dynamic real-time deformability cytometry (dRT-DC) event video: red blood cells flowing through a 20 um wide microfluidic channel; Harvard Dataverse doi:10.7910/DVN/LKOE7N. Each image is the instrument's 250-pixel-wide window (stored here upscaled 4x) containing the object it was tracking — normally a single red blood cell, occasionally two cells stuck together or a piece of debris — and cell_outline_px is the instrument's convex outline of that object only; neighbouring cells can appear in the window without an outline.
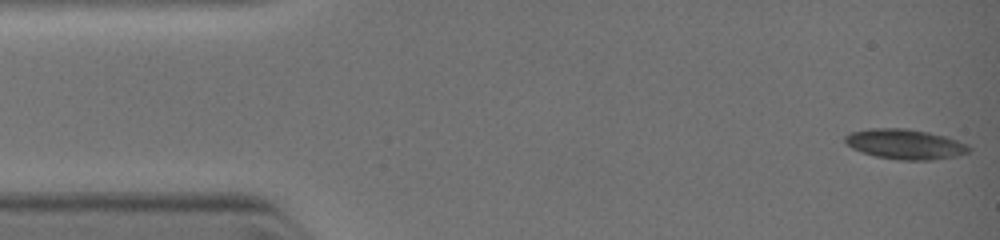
{"species": "common noctule bat (a hibernating species)", "species_latin": "Nyctalus noctula", "temperature_condition": "warm", "stored_images_in_passage": 58, "camera_frame_rate_fps": 3000, "um_per_image_px": 0.085, "animal": {"sex": "female", "body_mass_g": 19.0, "forearm_length_mm": 51.5}, "frame": {"image": 1, "passage_image": 1, "time_ms": 0.0, "image_size_px": [1000, 240], "cell_outline_px": [[972, 148], [968, 152], [956, 156], [932, 160], [900, 160], [876, 156], [860, 152], [852, 148], [844, 140], [844, 136], [852, 132], [876, 128], [900, 128], [924, 132], [940, 136], [964, 144]], "centroid_in_image_um": [76.87, 12.27], "position_along_channel_um": 8.1, "area_um2": 21.04}}
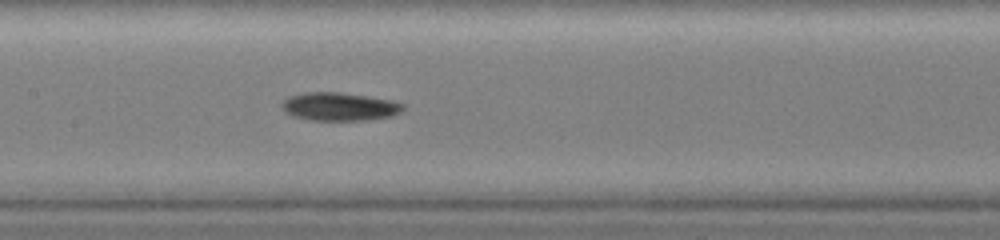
{"frame": {"image": 2, "passage_image": 30, "time_ms": 5.333, "image_size_px": [1000, 240], "cell_outline_px": [[404, 108], [400, 112], [392, 116], [368, 120], [312, 120], [292, 116], [280, 104], [288, 96], [304, 92], [340, 92], [368, 96], [392, 100], [404, 104]], "centroid_in_image_um": [28.87, 9.05], "position_along_channel_um": 178.5, "area_um2": 19.94}}
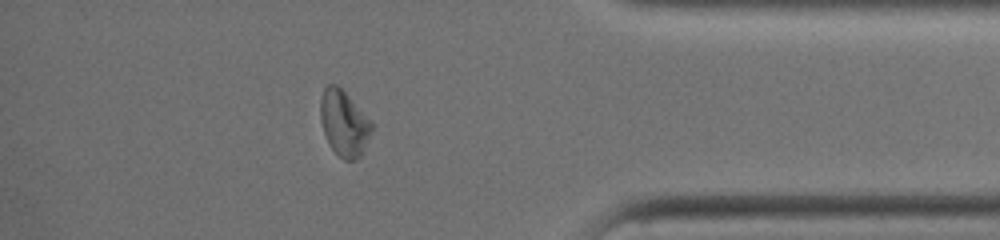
{"frame": {"image": 3, "passage_image": 52, "time_ms": 10.0, "image_size_px": [1000, 240], "cell_outline_px": [[376, 124], [360, 156], [356, 160], [344, 160], [328, 144], [320, 120], [320, 100], [324, 88], [328, 84], [336, 84]], "centroid_in_image_um": [29.26, 10.48], "position_along_channel_um": 405.9, "area_um2": 19.71}}